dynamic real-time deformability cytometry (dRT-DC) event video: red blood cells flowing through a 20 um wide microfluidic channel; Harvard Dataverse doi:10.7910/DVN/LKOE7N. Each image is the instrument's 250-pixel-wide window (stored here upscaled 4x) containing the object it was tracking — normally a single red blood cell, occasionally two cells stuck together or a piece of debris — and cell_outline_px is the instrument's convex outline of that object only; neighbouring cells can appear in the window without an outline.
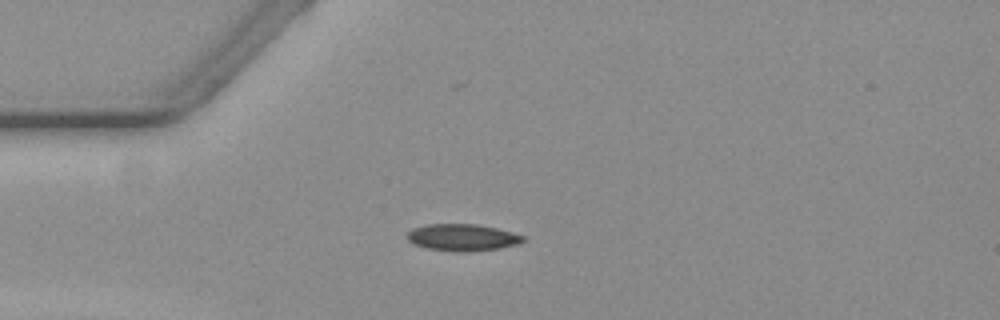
{"species": "common noctule bat (a hibernating species)", "species_latin": "Nyctalus noctula", "temperature_condition": "warm", "stored_images_in_passage": 44, "camera_frame_rate_fps": 3000, "um_per_image_px": 0.085, "animal": {"sex": "female", "body_mass_g": 19.3, "forearm_length_mm": 54.1}, "frame": {"image": 1, "passage_image": 1, "time_ms": 0.0, "image_size_px": [1000, 320], "cell_outline_px": [[524, 240], [520, 244], [500, 248], [464, 252], [456, 252], [428, 248], [416, 244], [408, 240], [408, 232], [412, 228], [428, 224], [476, 224], [496, 228], [512, 232], [524, 236]], "centroid_in_image_um": [39.33, 20.18], "position_along_channel_um": 45.7, "area_um2": 18.03}}
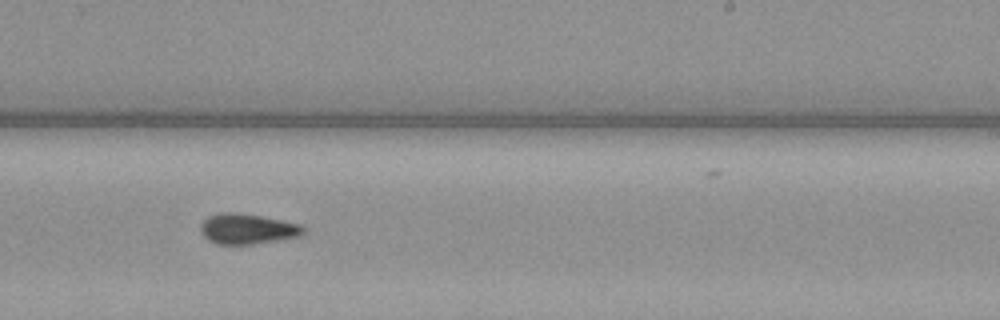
{"frame": {"image": 2, "passage_image": 21, "time_ms": 6.667, "image_size_px": [1000, 320], "cell_outline_px": [[304, 232], [300, 236], [280, 240], [252, 244], [216, 244], [208, 240], [200, 232], [200, 224], [208, 216], [220, 212], [240, 212], [304, 224]], "centroid_in_image_um": [21.03, 19.44], "position_along_channel_um": 268.0, "area_um2": 18.5}}
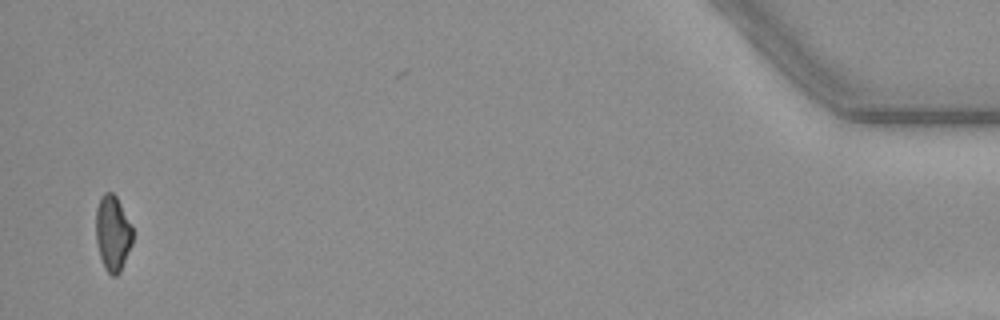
{"frame": {"image": 3, "passage_image": 42, "time_ms": 13.667, "image_size_px": [1000, 320], "cell_outline_px": [[132, 244], [120, 272], [116, 276], [112, 276], [104, 268], [100, 256], [96, 240], [96, 208], [100, 196], [104, 192], [112, 192], [116, 196], [132, 228]], "centroid_in_image_um": [9.56, 19.83], "position_along_channel_um": 425.6, "area_um2": 16.07}, "authors_computed_cell_mechanics": {"area_um2": 17.629, "velocity_mm_per_s": 3.5858, "shape_relaxation_time_tau1_ms": 8.0499, "shape_relaxation_time_tau2_ms": 6.1738, "deformation_change_tau1": 0.1787, "deformation_change_tau2": 0.1202}}